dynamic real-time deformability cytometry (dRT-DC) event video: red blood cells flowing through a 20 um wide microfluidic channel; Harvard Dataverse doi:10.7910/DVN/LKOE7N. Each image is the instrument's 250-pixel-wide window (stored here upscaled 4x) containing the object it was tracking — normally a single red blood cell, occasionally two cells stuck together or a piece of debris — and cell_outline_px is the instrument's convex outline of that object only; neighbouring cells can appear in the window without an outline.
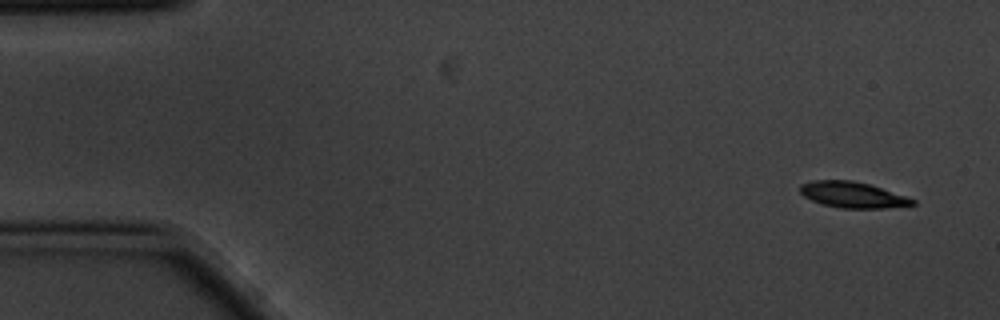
{"species": "common noctule bat (a hibernating species)", "species_latin": "Nyctalus noctula", "temperature_condition": "cold", "stored_images_in_passage": 6, "camera_frame_rate_fps": 3000, "um_per_image_px": 0.085, "animal": {"sex": "male", "body_mass_g": 20.1, "forearm_length_mm": 53.5}, "frame": {"image": 1, "passage_image": 1, "time_ms": 0.0, "image_size_px": [1000, 320], "cell_outline_px": [[916, 204], [884, 208], [840, 208], [820, 204], [804, 196], [800, 192], [800, 184], [812, 180], [852, 180], [868, 184], [916, 200]], "centroid_in_image_um": [72.42, 16.56], "position_along_channel_um": 12.6, "area_um2": 16.82}}
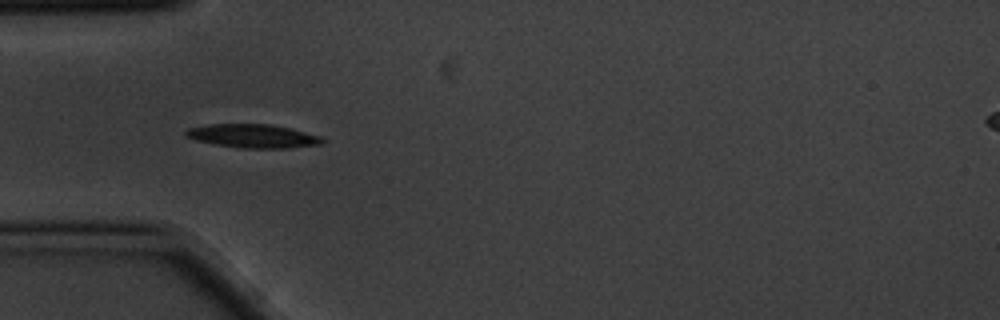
{"frame": {"image": 2, "passage_image": 5, "time_ms": 1.333, "image_size_px": [1000, 320], "cell_outline_px": [[328, 140], [324, 144], [288, 148], [244, 148], [216, 144], [196, 140], [184, 136], [184, 132], [188, 128], [208, 124], [268, 124], [288, 128], [324, 136]], "centroid_in_image_um": [21.57, 11.56], "position_along_channel_um": 63.4, "area_um2": 18.9}}